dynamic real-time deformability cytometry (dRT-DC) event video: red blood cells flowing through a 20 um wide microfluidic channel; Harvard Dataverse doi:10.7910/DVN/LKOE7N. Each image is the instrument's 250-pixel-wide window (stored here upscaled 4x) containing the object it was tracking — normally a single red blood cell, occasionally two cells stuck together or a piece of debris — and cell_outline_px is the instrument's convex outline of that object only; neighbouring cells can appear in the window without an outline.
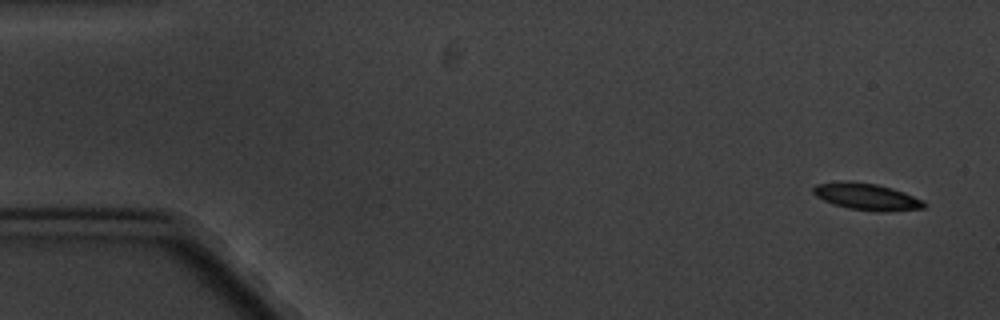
{"species": "common noctule bat (a hibernating species)", "species_latin": "Nyctalus noctula", "temperature_condition": "cold", "stored_images_in_passage": 5, "camera_frame_rate_fps": 3000, "um_per_image_px": 0.085, "animal": {"sex": "male", "body_mass_g": 20.1, "forearm_length_mm": 53.5}, "frame": {"image": 1, "passage_image": 1, "time_ms": 0.0, "image_size_px": [1000, 320], "cell_outline_px": [[928, 204], [924, 208], [884, 212], [876, 212], [848, 208], [832, 204], [816, 196], [812, 192], [812, 188], [816, 184], [840, 180], [848, 180], [876, 184], [892, 188], [904, 192], [924, 200]], "centroid_in_image_um": [73.66, 16.71], "position_along_channel_um": 11.3, "area_um2": 17.63}}
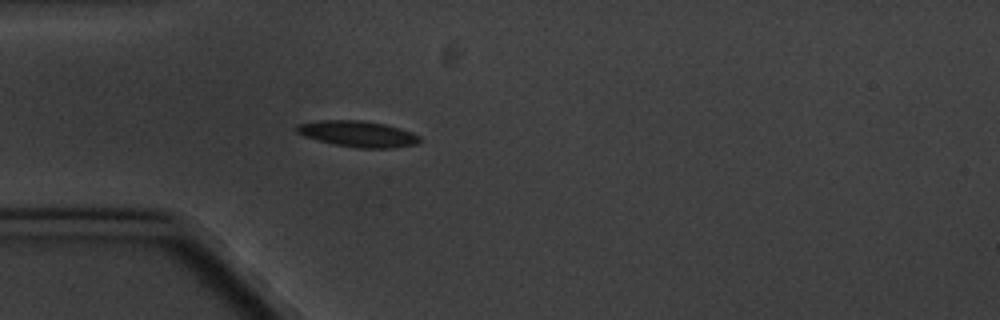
{"frame": {"image": 2, "passage_image": 5, "time_ms": 4.667, "image_size_px": [1000, 320], "cell_outline_px": [[420, 140], [416, 144], [392, 148], [356, 148], [336, 144], [304, 136], [296, 132], [296, 124], [324, 120], [360, 120], [384, 124], [400, 128], [412, 132], [420, 136]], "centroid_in_image_um": [30.43, 11.38], "position_along_channel_um": 54.6, "area_um2": 18.5}}